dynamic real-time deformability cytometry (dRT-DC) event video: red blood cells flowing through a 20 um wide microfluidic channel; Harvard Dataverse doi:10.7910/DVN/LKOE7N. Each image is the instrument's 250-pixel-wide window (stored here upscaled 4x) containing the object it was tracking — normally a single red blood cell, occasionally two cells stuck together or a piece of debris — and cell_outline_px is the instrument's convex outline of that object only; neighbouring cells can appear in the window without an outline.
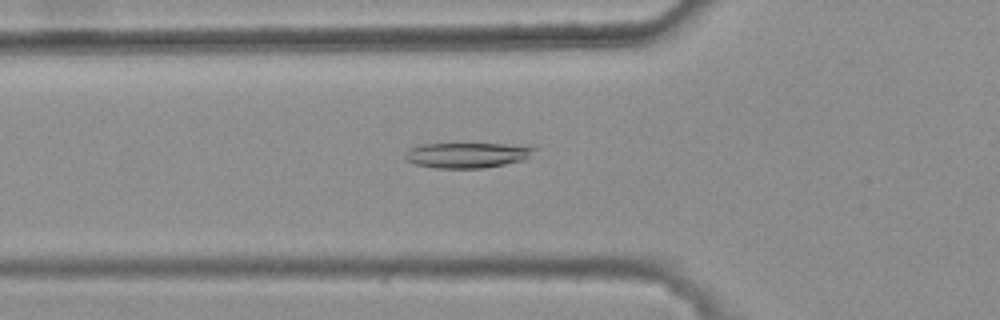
{"species": "common noctule bat (a hibernating species)", "species_latin": "Nyctalus noctula", "temperature_condition": "warm", "stored_images_in_passage": 47, "camera_frame_rate_fps": 3000, "um_per_image_px": 0.085, "animal": {"sex": "female", "body_mass_g": 25.1}, "frame": {"image": 1, "passage_image": 18, "time_ms": 5.667, "image_size_px": [1000, 320], "cell_outline_px": [[540, 148], [524, 160], [484, 168], [436, 168], [416, 164], [408, 160], [404, 156], [412, 148], [424, 144], [536, 144]], "centroid_in_image_um": [39.88, 13.17], "position_along_channel_um": 85.9, "area_um2": 19.19}}
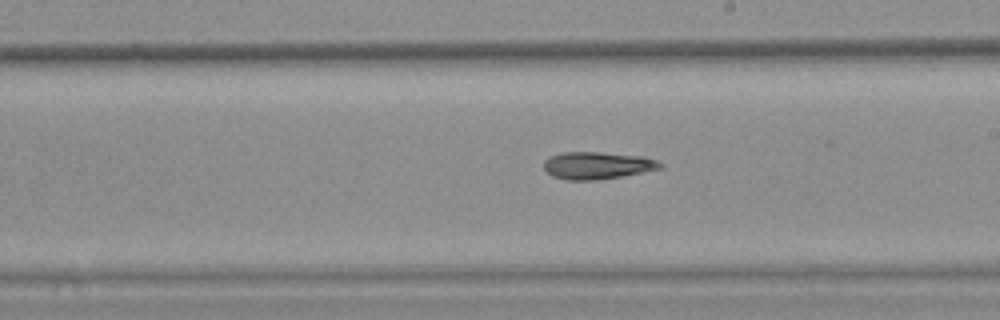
{"frame": {"image": 2, "passage_image": 30, "time_ms": 9.667, "image_size_px": [1000, 320], "cell_outline_px": [[664, 164], [660, 168], [620, 176], [596, 180], [564, 180], [552, 176], [544, 168], [544, 160], [548, 156], [564, 152], [600, 152], [644, 156], [656, 160]], "centroid_in_image_um": [50.72, 14.05], "position_along_channel_um": 238.3, "area_um2": 18.44}}
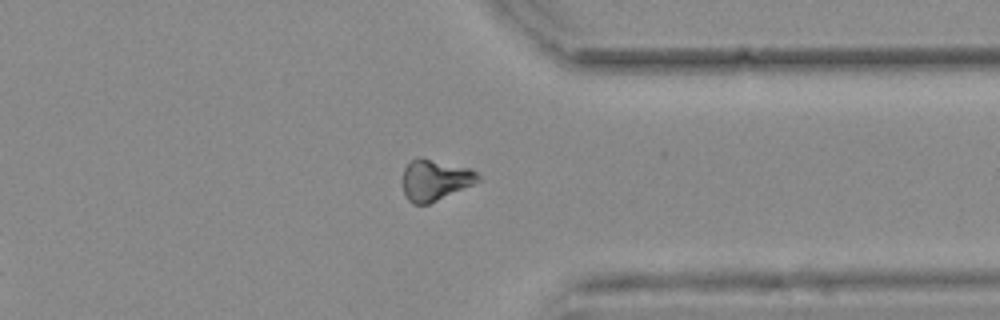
{"frame": {"image": 3, "passage_image": 41, "time_ms": 13.333, "image_size_px": [1000, 320], "cell_outline_px": [[480, 180], [472, 184], [428, 204], [412, 204], [404, 196], [404, 168], [412, 160], [420, 156], [472, 168], [480, 176]], "centroid_in_image_um": [36.98, 15.28], "position_along_channel_um": 374.4, "area_um2": 17.92}}